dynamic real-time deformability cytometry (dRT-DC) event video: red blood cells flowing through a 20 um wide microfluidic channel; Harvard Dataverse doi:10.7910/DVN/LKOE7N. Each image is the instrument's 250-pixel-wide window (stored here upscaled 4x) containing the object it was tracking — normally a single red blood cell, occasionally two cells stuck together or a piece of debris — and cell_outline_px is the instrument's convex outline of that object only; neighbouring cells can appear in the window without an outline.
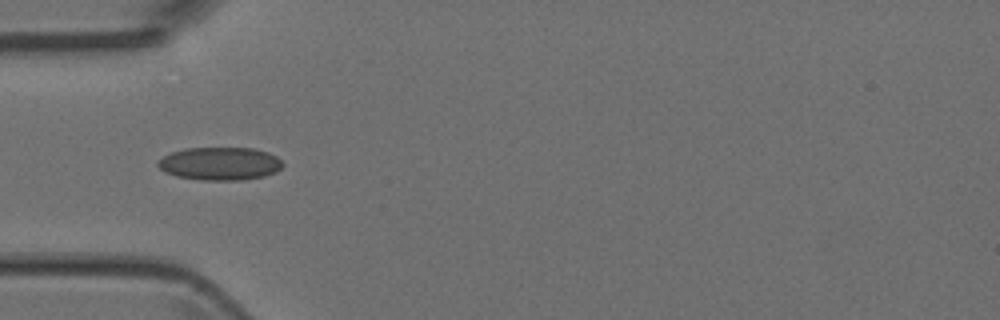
{"species": "Egyptian fruit bat (a non-hibernating species)", "species_latin": "Rousettus aegyptiacus", "temperature_condition": "room temperature", "stored_images_in_passage": 6, "camera_frame_rate_fps": 3000, "um_per_image_px": 0.085, "animal": {"sex": "female"}, "frame": {"image": 1, "passage_image": 3, "time_ms": 2.333, "image_size_px": [1000, 320], "cell_outline_px": [[284, 164], [276, 172], [264, 176], [244, 180], [200, 180], [176, 176], [164, 172], [156, 164], [164, 156], [172, 152], [184, 148], [252, 148], [268, 152], [276, 156]], "centroid_in_image_um": [18.7, 13.91], "position_along_channel_um": 66.3, "area_um2": 24.04}}
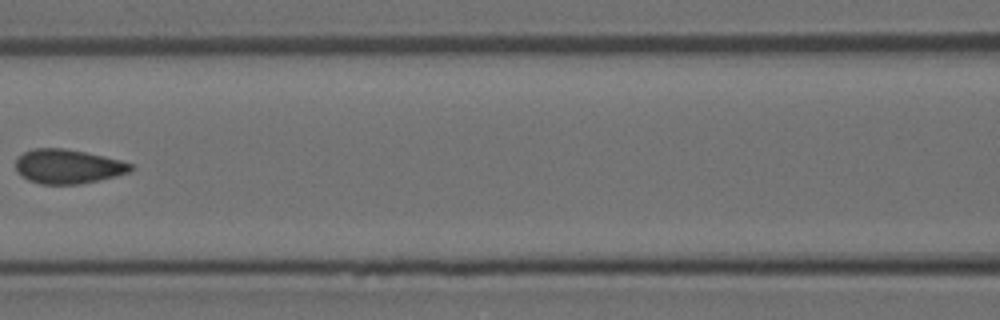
{"frame": {"image": 2, "passage_image": 5, "time_ms": 4.667, "image_size_px": [1000, 320], "cell_outline_px": [[136, 168], [128, 172], [116, 176], [80, 184], [40, 184], [28, 180], [16, 168], [16, 160], [24, 152], [36, 148], [64, 148], [104, 156], [120, 160], [132, 164]], "centroid_in_image_um": [5.81, 14.15], "position_along_channel_um": 160.8, "area_um2": 22.77}}
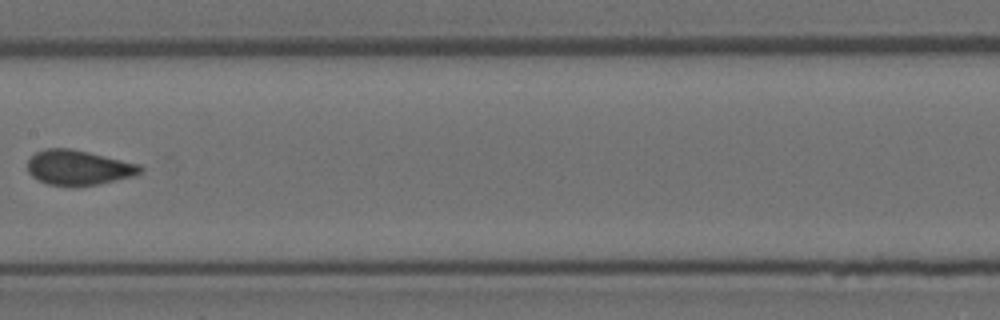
{"frame": {"image": 3, "passage_image": 6, "time_ms": 5.667, "image_size_px": [1000, 320], "cell_outline_px": [[144, 172], [136, 176], [76, 188], [72, 188], [48, 184], [32, 176], [28, 172], [28, 160], [36, 152], [44, 148], [68, 148], [88, 152], [140, 164], [144, 168]], "centroid_in_image_um": [6.7, 14.27], "position_along_channel_um": 200.7, "area_um2": 23.29}}